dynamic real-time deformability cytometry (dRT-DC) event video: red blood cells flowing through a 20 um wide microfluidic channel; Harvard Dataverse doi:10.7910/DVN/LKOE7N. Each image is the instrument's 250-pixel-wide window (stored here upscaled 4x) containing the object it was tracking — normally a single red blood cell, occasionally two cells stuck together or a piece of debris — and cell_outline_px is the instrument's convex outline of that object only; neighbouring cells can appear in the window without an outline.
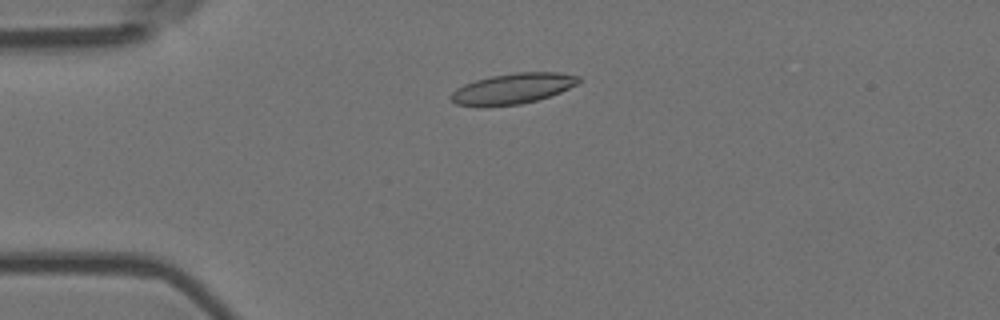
{"species": "Egyptian fruit bat (a non-hibernating species)", "species_latin": "Rousettus aegyptiacus", "temperature_condition": "room temperature", "stored_images_in_passage": 5, "camera_frame_rate_fps": 3000, "um_per_image_px": 0.085, "animal": {"sex": "female"}, "frame": {"image": 1, "passage_image": 4, "time_ms": 1.0, "image_size_px": [1000, 320], "cell_outline_px": [[580, 80], [576, 84], [560, 92], [536, 100], [520, 104], [480, 108], [456, 104], [448, 96], [456, 88], [464, 84], [476, 80], [492, 76], [516, 72], [560, 72], [580, 76]], "centroid_in_image_um": [43.53, 7.54], "position_along_channel_um": 41.5, "area_um2": 22.95}}